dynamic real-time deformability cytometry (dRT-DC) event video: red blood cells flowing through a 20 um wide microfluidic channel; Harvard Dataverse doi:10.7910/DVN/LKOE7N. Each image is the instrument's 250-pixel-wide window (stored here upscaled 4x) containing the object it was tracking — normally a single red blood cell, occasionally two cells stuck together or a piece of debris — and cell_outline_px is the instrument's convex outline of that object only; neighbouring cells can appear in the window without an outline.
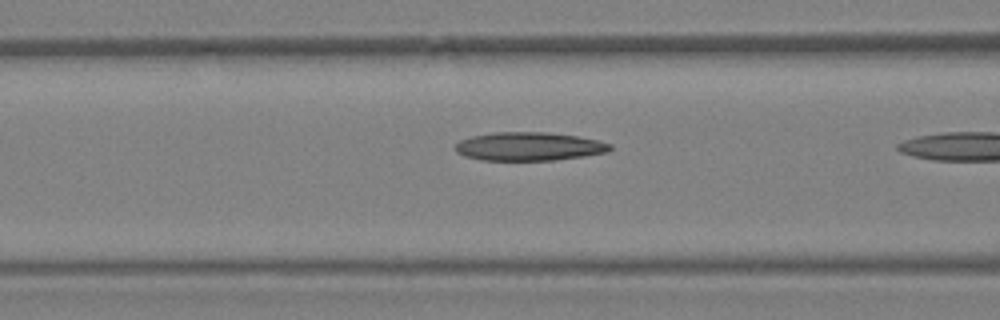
{"species": "Egyptian fruit bat (a non-hibernating species)", "species_latin": "Rousettus aegyptiacus", "temperature_condition": "warm", "stored_images_in_passage": 10, "camera_frame_rate_fps": 3000, "um_per_image_px": 0.085, "animal": {"sex": "female"}, "frame": {"image": 1, "passage_image": 9, "time_ms": 2.667, "image_size_px": [1000, 320], "cell_outline_px": [[612, 148], [608, 152], [584, 156], [556, 160], [484, 160], [464, 156], [456, 152], [456, 144], [460, 140], [472, 136], [496, 132], [548, 132], [576, 136], [596, 140], [612, 144]], "centroid_in_image_um": [44.98, 12.45], "position_along_channel_um": 121.6, "area_um2": 25.61}}